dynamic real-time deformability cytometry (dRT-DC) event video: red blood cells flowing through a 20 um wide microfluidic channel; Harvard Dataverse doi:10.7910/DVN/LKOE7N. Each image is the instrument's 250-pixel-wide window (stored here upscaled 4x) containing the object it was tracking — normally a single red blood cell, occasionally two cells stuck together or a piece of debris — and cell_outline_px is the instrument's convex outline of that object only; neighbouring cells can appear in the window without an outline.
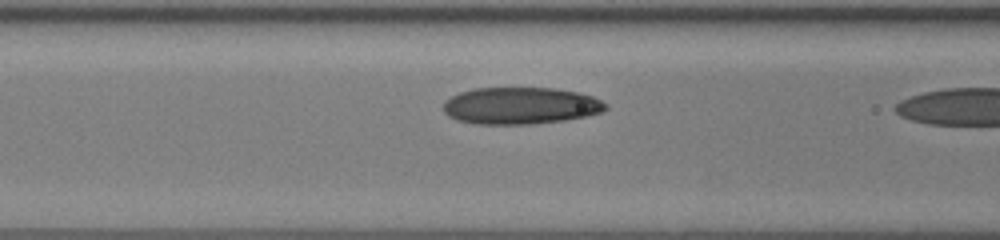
{"species": "human", "species_latin": "Homo sapiens", "temperature_condition": "room temperature", "stored_images_in_passage": 11, "camera_frame_rate_fps": 3000, "um_per_image_px": 0.085, "donor": {"sex": "female"}, "frame": {"image": 1, "passage_image": 10, "time_ms": 3.0, "image_size_px": [1000, 240], "cell_outline_px": [[608, 108], [604, 112], [564, 120], [532, 124], [476, 124], [456, 120], [448, 116], [444, 112], [444, 100], [460, 92], [472, 88], [552, 88], [580, 92], [592, 96], [608, 104]], "centroid_in_image_um": [44.24, 8.98], "position_along_channel_um": 122.4, "area_um2": 35.14}}